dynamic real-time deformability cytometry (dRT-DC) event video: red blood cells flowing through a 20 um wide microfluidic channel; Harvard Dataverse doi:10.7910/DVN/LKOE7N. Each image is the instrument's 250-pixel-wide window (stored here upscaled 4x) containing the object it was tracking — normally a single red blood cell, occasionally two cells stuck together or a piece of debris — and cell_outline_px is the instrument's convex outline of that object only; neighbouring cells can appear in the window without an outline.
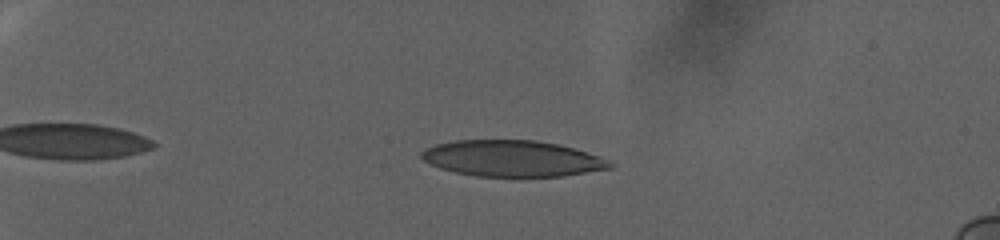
{"species": "human", "species_latin": "Homo sapiens", "temperature_condition": "warm", "stored_images_in_passage": 89, "camera_frame_rate_fps": 3000, "um_per_image_px": 0.085, "donor": {"sex": "female"}, "frame": {"image": 1, "passage_image": 25, "time_ms": 8.0, "image_size_px": [1000, 240], "cell_outline_px": [[616, 164], [612, 168], [564, 176], [476, 176], [456, 172], [440, 168], [424, 160], [420, 156], [420, 152], [424, 148], [436, 144], [456, 140], [536, 140], [560, 144], [600, 156], [612, 160]], "centroid_in_image_um": [43.59, 13.46], "position_along_channel_um": 41.4, "area_um2": 39.88}}
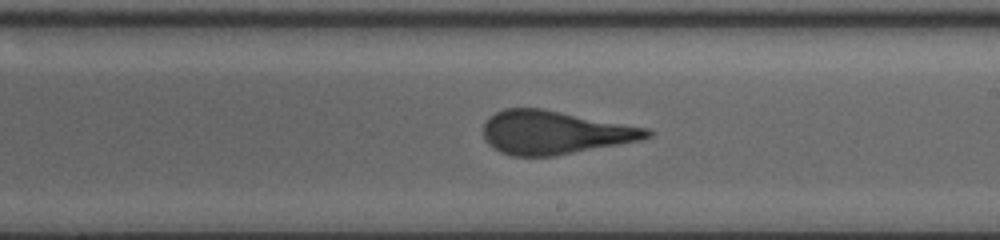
{"frame": {"image": 2, "passage_image": 59, "time_ms": 19.333, "image_size_px": [1000, 240], "cell_outline_px": [[652, 136], [640, 140], [556, 156], [512, 156], [500, 152], [492, 148], [484, 140], [484, 124], [496, 112], [504, 108], [540, 108], [648, 128], [652, 132]], "centroid_in_image_um": [47.12, 11.27], "position_along_channel_um": 241.9, "area_um2": 41.21}}
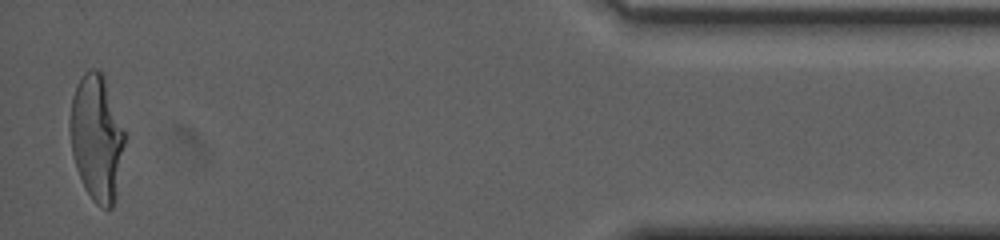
{"frame": {"image": 3, "passage_image": 88, "time_ms": 29.0, "image_size_px": [1000, 240], "cell_outline_px": [[124, 144], [116, 196], [112, 208], [100, 208], [92, 200], [84, 188], [76, 168], [72, 156], [68, 128], [68, 120], [72, 96], [76, 84], [84, 72], [88, 68], [100, 68], [104, 72], [124, 132]], "centroid_in_image_um": [8.18, 11.67], "position_along_channel_um": 427.0, "area_um2": 40.86}, "authors_computed_cell_mechanics": {"area_um2": 41.0958, "velocity_mm_per_s": 2.4912, "shape_relaxation_time_tau1_ms": null, "shape_relaxation_time_tau2_ms": 1.4193, "deformation_change_tau1": null, "deformation_change_tau2": 0.1133}}